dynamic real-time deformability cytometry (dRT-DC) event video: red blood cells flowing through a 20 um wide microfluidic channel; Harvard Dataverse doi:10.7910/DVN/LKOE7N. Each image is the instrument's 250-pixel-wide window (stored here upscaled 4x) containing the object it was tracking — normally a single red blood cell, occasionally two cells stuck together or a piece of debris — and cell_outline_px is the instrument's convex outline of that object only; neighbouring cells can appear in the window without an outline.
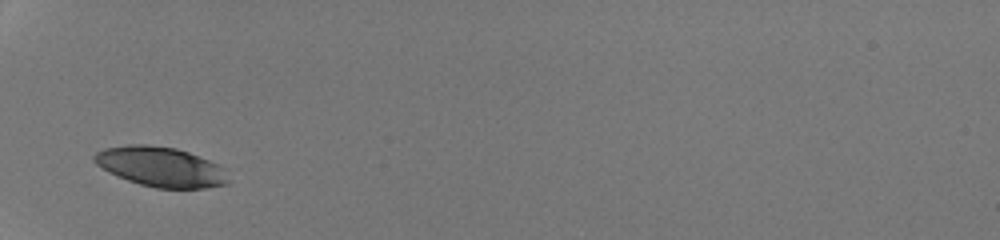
{"species": "human", "species_latin": "Homo sapiens", "temperature_condition": "room temperature", "stored_images_in_passage": 25, "camera_frame_rate_fps": 3000, "um_per_image_px": 0.085, "donor": {"sex": "male"}, "frame": {"image": 1, "passage_image": 1, "time_ms": 0.0, "image_size_px": [1000, 240], "cell_outline_px": [[228, 184], [204, 188], [156, 188], [140, 184], [128, 180], [108, 172], [96, 164], [92, 160], [92, 156], [96, 152], [104, 148], [132, 144], [148, 144], [176, 148], [188, 152], [220, 164], [224, 168], [228, 180]], "centroid_in_image_um": [13.65, 14.17], "position_along_channel_um": 71.3, "area_um2": 31.21}}
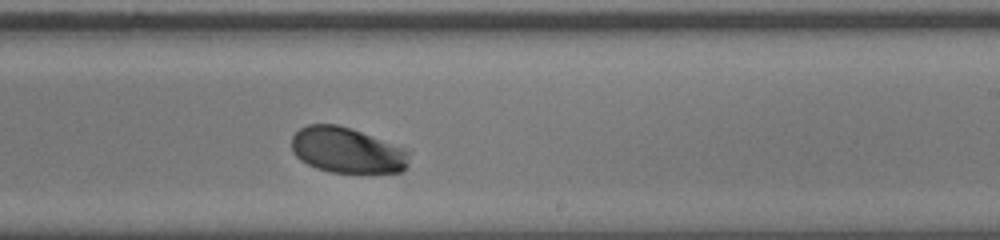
{"frame": {"image": 2, "passage_image": 15, "time_ms": 4.667, "image_size_px": [1000, 240], "cell_outline_px": [[412, 152], [408, 168], [404, 172], [328, 172], [316, 168], [300, 160], [292, 152], [292, 136], [300, 128], [308, 124], [336, 124], [360, 132], [404, 148]], "centroid_in_image_um": [29.52, 12.79], "position_along_channel_um": 259.5, "area_um2": 31.33}}
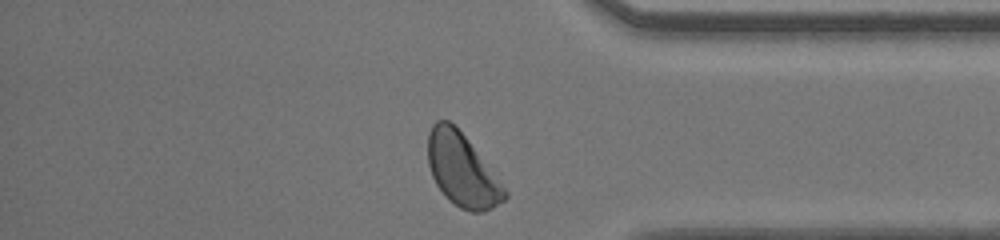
{"frame": {"image": 3, "passage_image": 25, "time_ms": 8.0, "image_size_px": [1000, 240], "cell_outline_px": [[508, 196], [504, 200], [492, 208], [484, 212], [472, 212], [460, 208], [448, 200], [436, 184], [432, 176], [428, 164], [428, 132], [432, 124], [436, 120], [448, 120], [464, 136], [508, 192]], "centroid_in_image_um": [39.24, 14.48], "position_along_channel_um": 396.0, "area_um2": 32.02}, "authors_computed_cell_mechanics": {"area_um2": 31.6744, "velocity_mm_per_s": 4.2409, "shape_relaxation_time_tau1_ms": 1.5566, "shape_relaxation_time_tau2_ms": null, "deformation_change_tau1": 0.1009, "deformation_change_tau2": null}}